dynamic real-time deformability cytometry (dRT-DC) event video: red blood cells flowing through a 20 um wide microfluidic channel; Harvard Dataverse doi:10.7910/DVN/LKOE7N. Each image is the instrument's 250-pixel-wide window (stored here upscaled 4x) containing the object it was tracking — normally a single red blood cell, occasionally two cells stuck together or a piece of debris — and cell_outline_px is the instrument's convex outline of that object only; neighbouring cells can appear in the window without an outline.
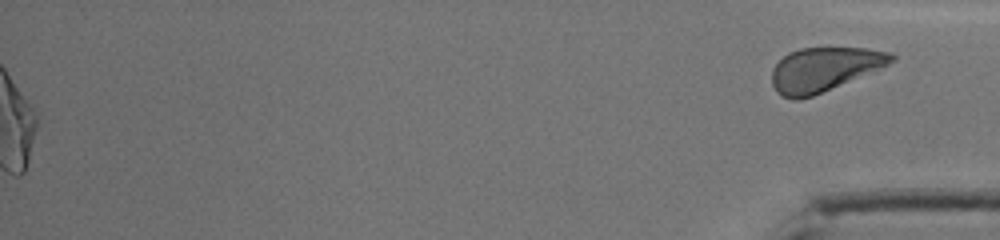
{"species": "human", "species_latin": "Homo sapiens", "temperature_condition": "cold", "stored_images_in_passage": 55, "segment_of_instrument_passage": [2, 2], "camera_frame_rate_fps": 3000, "um_per_image_px": 0.085, "donor": {"sex": "male"}, "frame": {"image": 1, "passage_image": 55, "time_ms": 18.0, "image_size_px": [1000, 240], "cell_outline_px": [[896, 60], [880, 68], [812, 96], [800, 100], [796, 100], [784, 96], [776, 92], [772, 84], [772, 68], [788, 52], [800, 48], [864, 48], [892, 52], [896, 56]], "centroid_in_image_um": [70.04, 5.88], "position_along_channel_um": 365.2, "area_um2": 30.4}}